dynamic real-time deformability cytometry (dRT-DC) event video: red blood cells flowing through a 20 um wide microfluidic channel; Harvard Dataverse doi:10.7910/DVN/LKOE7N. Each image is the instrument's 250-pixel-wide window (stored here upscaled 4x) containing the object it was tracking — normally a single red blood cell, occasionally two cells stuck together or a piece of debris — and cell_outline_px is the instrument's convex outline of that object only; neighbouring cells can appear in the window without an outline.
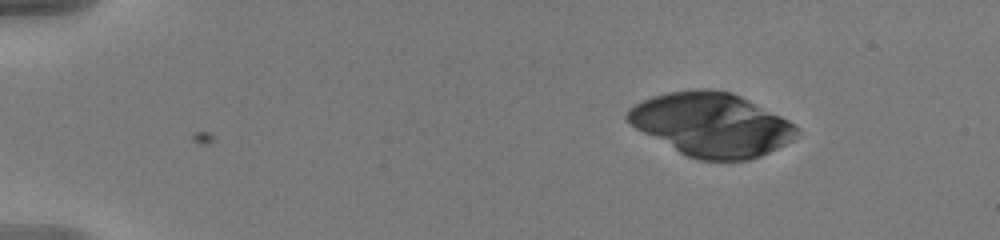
{"species": "human", "species_latin": "Homo sapiens", "temperature_condition": "warm", "stored_images_in_passage": 49, "segment_of_instrument_passage": [1, 2], "camera_frame_rate_fps": 3000, "um_per_image_px": 0.085, "donor": {"sex": "male"}, "frame": {"image": 1, "passage_image": 1, "time_ms": 0.0, "image_size_px": [1000, 240], "cell_outline_px": [[800, 136], [760, 156], [748, 160], [700, 160], [688, 156], [680, 152], [628, 124], [624, 120], [624, 116], [628, 108], [652, 96], [668, 92], [700, 88], [708, 88], [732, 92], [796, 124], [800, 128]], "centroid_in_image_um": [60.47, 10.58], "position_along_channel_um": 24.5, "area_um2": 62.48}}